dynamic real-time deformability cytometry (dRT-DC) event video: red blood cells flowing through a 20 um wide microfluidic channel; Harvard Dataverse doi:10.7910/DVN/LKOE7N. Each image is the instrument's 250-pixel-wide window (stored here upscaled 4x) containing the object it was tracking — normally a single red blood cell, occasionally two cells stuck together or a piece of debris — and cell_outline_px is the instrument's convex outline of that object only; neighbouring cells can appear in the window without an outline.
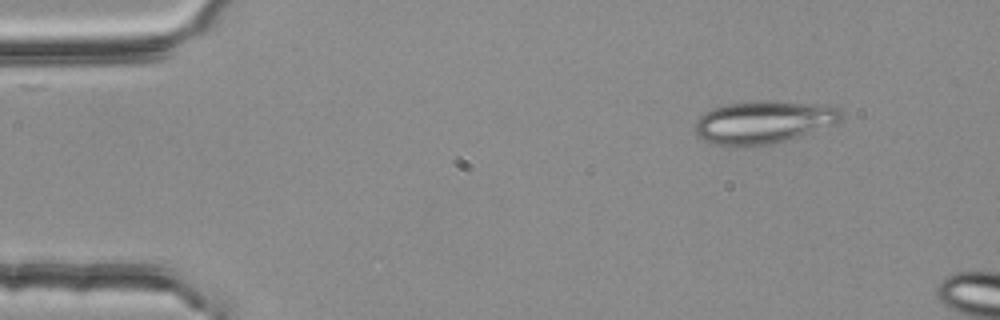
{"species": "common noctule bat (a hibernating species)", "species_latin": "Nyctalus noctula", "temperature_condition": "room temperature", "stored_images_in_passage": 3, "camera_frame_rate_fps": 3000, "um_per_image_px": 0.085, "animal": {"sex": "female", "body_mass_g": 25.1}, "frame": {"image": 1, "passage_image": 1, "time_ms": 0.0, "image_size_px": [1000, 320], "cell_outline_px": [[840, 120], [836, 124], [784, 140], [768, 144], [712, 144], [704, 140], [696, 132], [696, 120], [704, 112], [712, 108], [728, 104], [760, 100], [776, 100], [824, 104], [836, 108], [840, 112]], "centroid_in_image_um": [64.9, 10.33], "position_along_channel_um": 20.1, "area_um2": 35.66}}